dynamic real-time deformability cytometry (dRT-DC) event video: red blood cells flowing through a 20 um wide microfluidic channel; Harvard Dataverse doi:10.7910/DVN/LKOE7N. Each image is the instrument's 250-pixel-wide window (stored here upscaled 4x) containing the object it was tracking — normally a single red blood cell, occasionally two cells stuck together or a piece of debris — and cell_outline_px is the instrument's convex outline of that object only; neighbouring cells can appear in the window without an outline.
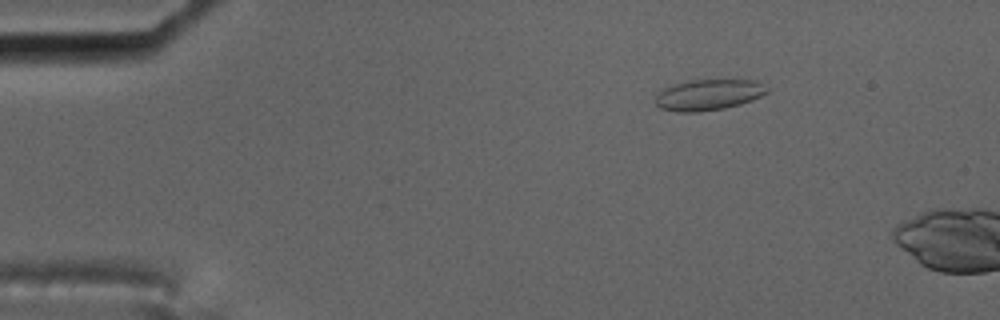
{"species": "common noctule bat (a hibernating species)", "species_latin": "Nyctalus noctula", "temperature_condition": "cold", "stored_images_in_passage": 7, "camera_frame_rate_fps": 3000, "um_per_image_px": 0.085, "animal": {"sex": "male", "body_mass_g": 17.5, "forearm_length_mm": 52.3}, "frame": {"image": 1, "passage_image": 2, "time_ms": 0.333, "image_size_px": [1000, 320], "cell_outline_px": [[768, 92], [752, 100], [740, 104], [724, 108], [700, 112], [680, 112], [660, 108], [656, 104], [656, 96], [660, 88], [688, 80], [756, 80], [768, 88]], "centroid_in_image_um": [60.19, 8.05], "position_along_channel_um": 24.8, "area_um2": 20.17}}